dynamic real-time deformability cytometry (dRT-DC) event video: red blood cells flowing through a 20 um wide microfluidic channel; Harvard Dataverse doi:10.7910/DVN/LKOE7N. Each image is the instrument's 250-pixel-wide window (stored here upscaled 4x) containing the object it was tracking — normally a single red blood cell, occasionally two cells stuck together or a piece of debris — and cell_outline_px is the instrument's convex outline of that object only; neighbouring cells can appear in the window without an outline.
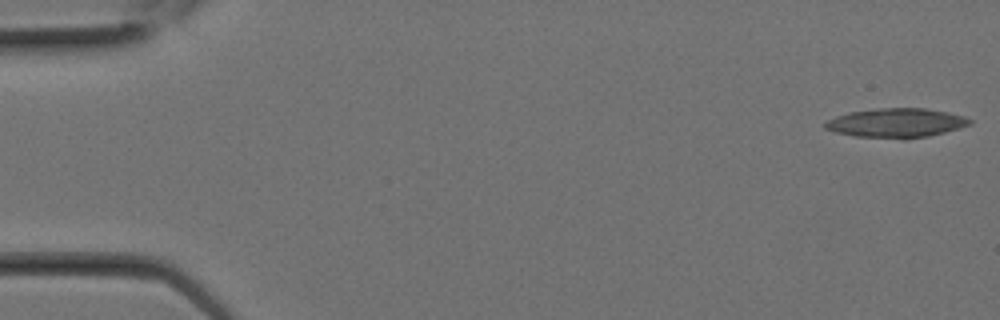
{"species": "Egyptian fruit bat (a non-hibernating species)", "species_latin": "Rousettus aegyptiacus", "temperature_condition": "room temperature", "stored_images_in_passage": 2, "camera_frame_rate_fps": 3000, "um_per_image_px": 0.085, "animal": {"sex": "female"}, "frame": {"image": 1, "passage_image": 1, "time_ms": 0.0, "image_size_px": [1000, 320], "cell_outline_px": [[972, 124], [960, 128], [928, 136], [904, 140], [900, 140], [856, 136], [836, 132], [824, 128], [824, 124], [828, 120], [836, 116], [848, 112], [880, 108], [924, 108], [948, 112], [964, 116], [972, 120]], "centroid_in_image_um": [76.2, 10.46], "position_along_channel_um": 8.8, "area_um2": 24.85}}
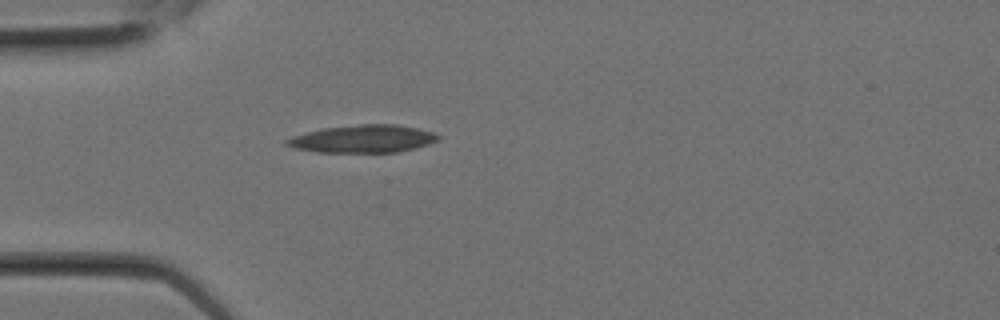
{"frame": {"image": 2, "passage_image": 2, "time_ms": 0.333, "image_size_px": [1000, 320], "cell_outline_px": [[440, 140], [416, 148], [400, 152], [316, 152], [296, 148], [284, 144], [284, 140], [292, 136], [324, 128], [360, 124], [396, 124], [436, 132], [440, 136]], "centroid_in_image_um": [30.89, 11.8], "position_along_channel_um": 54.1, "area_um2": 24.51}}